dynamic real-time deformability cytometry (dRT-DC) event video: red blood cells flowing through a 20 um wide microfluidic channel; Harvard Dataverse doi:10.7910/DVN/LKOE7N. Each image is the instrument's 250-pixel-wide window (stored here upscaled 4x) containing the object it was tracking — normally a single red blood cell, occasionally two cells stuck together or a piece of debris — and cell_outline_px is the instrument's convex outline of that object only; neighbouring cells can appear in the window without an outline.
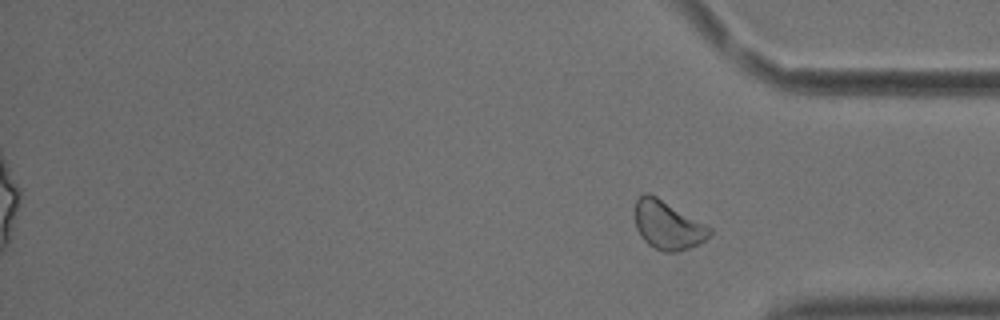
{"species": "common noctule bat (a hibernating species)", "species_latin": "Nyctalus noctula", "temperature_condition": "cold", "stored_images_in_passage": 15, "camera_frame_rate_fps": 3000, "um_per_image_px": 0.085, "animal": {"sex": "male", "body_mass_g": 18.8}, "frame": {"image": 1, "passage_image": 15, "time_ms": 4.667, "image_size_px": [1000, 320], "cell_outline_px": [[712, 232], [704, 240], [680, 252], [664, 252], [648, 244], [640, 236], [636, 228], [632, 216], [632, 208], [636, 200], [644, 192], [648, 192], [656, 196], [708, 224], [712, 228]], "centroid_in_image_um": [56.71, 19.1], "position_along_channel_um": 378.5, "area_um2": 21.68}}